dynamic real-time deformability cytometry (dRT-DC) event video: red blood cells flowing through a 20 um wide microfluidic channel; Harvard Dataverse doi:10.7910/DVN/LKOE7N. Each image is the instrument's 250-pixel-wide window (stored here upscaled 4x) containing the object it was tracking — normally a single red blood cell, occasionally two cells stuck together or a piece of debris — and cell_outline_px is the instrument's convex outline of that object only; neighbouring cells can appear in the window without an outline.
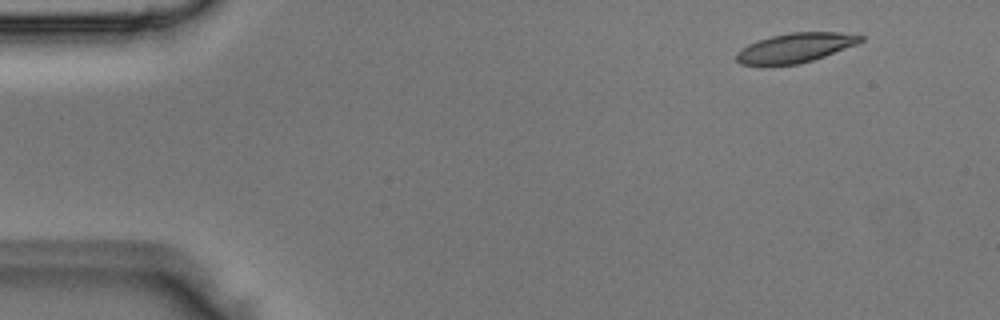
{"species": "Egyptian fruit bat (a non-hibernating species)", "species_latin": "Rousettus aegyptiacus", "temperature_condition": "room temperature", "stored_images_in_passage": 2, "camera_frame_rate_fps": 3000, "um_per_image_px": 0.085, "animal": {"sex": "male"}, "frame": {"image": 1, "passage_image": 1, "time_ms": 0.0, "image_size_px": [1000, 320], "cell_outline_px": [[864, 40], [856, 44], [824, 56], [800, 64], [764, 68], [760, 68], [740, 64], [736, 60], [736, 52], [748, 44], [772, 36], [792, 32], [840, 32], [864, 36]], "centroid_in_image_um": [67.51, 4.11], "position_along_channel_um": 17.5, "area_um2": 21.85}}